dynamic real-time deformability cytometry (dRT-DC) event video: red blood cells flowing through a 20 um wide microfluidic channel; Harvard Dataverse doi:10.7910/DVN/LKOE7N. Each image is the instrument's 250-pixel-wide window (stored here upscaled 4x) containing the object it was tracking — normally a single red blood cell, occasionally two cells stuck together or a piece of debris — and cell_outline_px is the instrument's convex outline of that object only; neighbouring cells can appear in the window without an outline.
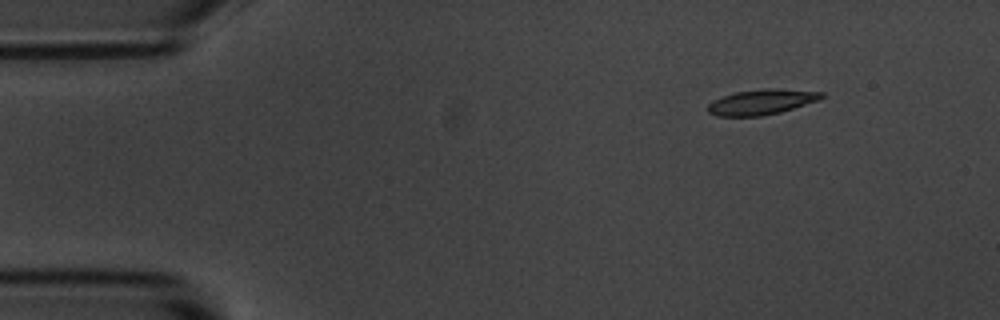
{"species": "common noctule bat (a hibernating species)", "species_latin": "Nyctalus noctula", "temperature_condition": "room temperature", "stored_images_in_passage": 2, "camera_frame_rate_fps": 3000, "um_per_image_px": 0.085, "animal": {"sex": "male", "body_mass_g": 20.1, "forearm_length_mm": 53.5}, "frame": {"image": 1, "passage_image": 2, "time_ms": 2.333, "image_size_px": [1000, 320], "cell_outline_px": [[824, 96], [820, 100], [780, 112], [760, 116], [716, 116], [708, 112], [708, 104], [712, 100], [736, 92], [764, 88], [776, 88], [824, 92]], "centroid_in_image_um": [64.75, 8.66], "position_along_channel_um": 20.3, "area_um2": 16.76}}